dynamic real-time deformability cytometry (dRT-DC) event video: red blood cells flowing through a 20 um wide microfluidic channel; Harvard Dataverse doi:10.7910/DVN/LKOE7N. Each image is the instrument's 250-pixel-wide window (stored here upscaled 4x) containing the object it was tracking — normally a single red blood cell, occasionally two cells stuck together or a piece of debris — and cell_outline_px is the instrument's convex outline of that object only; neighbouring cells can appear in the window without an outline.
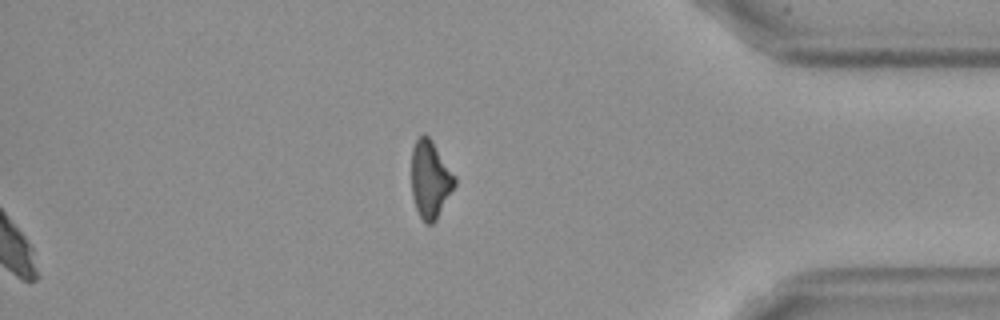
{"species": "Egyptian fruit bat (a non-hibernating species)", "species_latin": "Rousettus aegyptiacus", "temperature_condition": "cold", "stored_images_in_passage": 52, "segment_of_instrument_passage": [2, 2], "camera_frame_rate_fps": 3000, "um_per_image_px": 0.085, "frame": {"image": 1, "passage_image": 52, "time_ms": 17.0, "image_size_px": [1000, 320], "cell_outline_px": [[456, 184], [436, 220], [432, 224], [424, 224], [416, 208], [412, 196], [412, 148], [416, 140], [424, 132], [432, 140], [456, 176]], "centroid_in_image_um": [36.57, 15.24], "position_along_channel_um": 398.6, "area_um2": 19.59}}